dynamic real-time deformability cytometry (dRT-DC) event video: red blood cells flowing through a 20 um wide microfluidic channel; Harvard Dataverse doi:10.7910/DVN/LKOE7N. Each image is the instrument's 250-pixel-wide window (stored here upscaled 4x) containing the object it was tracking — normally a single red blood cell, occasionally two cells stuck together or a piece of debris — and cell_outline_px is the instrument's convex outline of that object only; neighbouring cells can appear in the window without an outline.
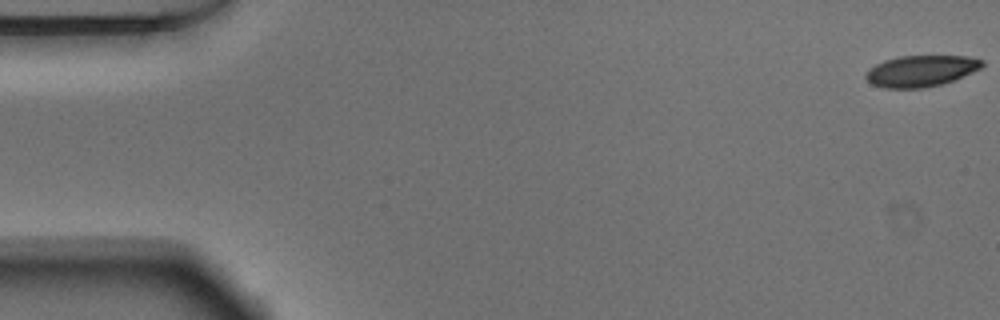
{"species": "Egyptian fruit bat (a non-hibernating species)", "species_latin": "Rousettus aegyptiacus", "temperature_condition": "warm", "stored_images_in_passage": 53, "camera_frame_rate_fps": 3000, "um_per_image_px": 0.085, "animal": {"sex": "male"}, "frame": {"image": 1, "passage_image": 1, "time_ms": 0.0, "image_size_px": [1000, 320], "cell_outline_px": [[984, 64], [980, 68], [972, 72], [944, 84], [924, 88], [884, 88], [872, 84], [864, 76], [868, 68], [884, 60], [900, 56], [968, 56], [984, 60]], "centroid_in_image_um": [78.27, 6.03], "position_along_channel_um": 6.7, "area_um2": 21.27}}
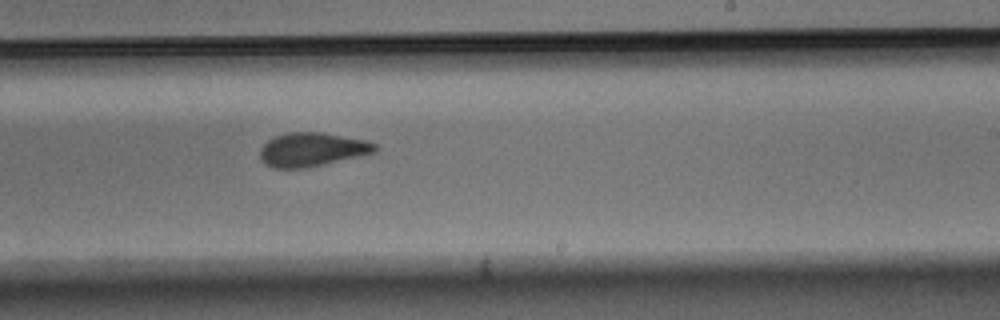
{"frame": {"image": 2, "passage_image": 32, "time_ms": 10.333, "image_size_px": [1000, 320], "cell_outline_px": [[376, 152], [360, 156], [324, 164], [304, 168], [272, 168], [260, 156], [260, 148], [268, 140], [276, 136], [288, 132], [320, 132], [368, 140], [376, 144]], "centroid_in_image_um": [26.55, 12.7], "position_along_channel_um": 262.5, "area_um2": 22.48}}
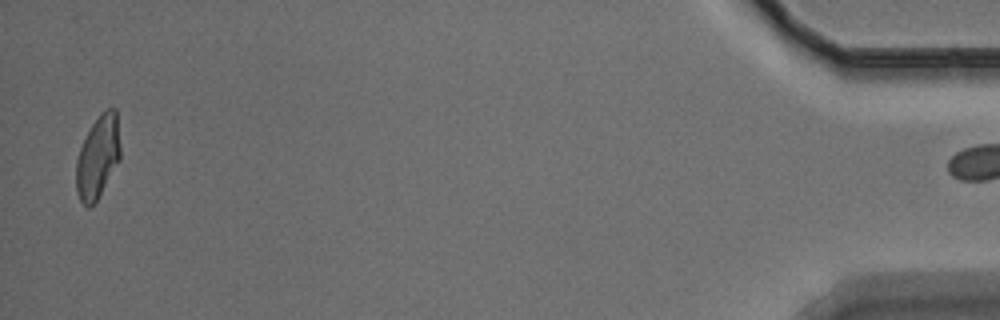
{"frame": {"image": 3, "passage_image": 52, "time_ms": 17.0, "image_size_px": [1000, 320], "cell_outline_px": [[120, 160], [96, 200], [88, 208], [80, 200], [76, 192], [76, 160], [80, 148], [92, 124], [100, 112], [108, 108], [116, 108], [120, 148]], "centroid_in_image_um": [8.31, 13.32], "position_along_channel_um": 426.9, "area_um2": 21.1}}